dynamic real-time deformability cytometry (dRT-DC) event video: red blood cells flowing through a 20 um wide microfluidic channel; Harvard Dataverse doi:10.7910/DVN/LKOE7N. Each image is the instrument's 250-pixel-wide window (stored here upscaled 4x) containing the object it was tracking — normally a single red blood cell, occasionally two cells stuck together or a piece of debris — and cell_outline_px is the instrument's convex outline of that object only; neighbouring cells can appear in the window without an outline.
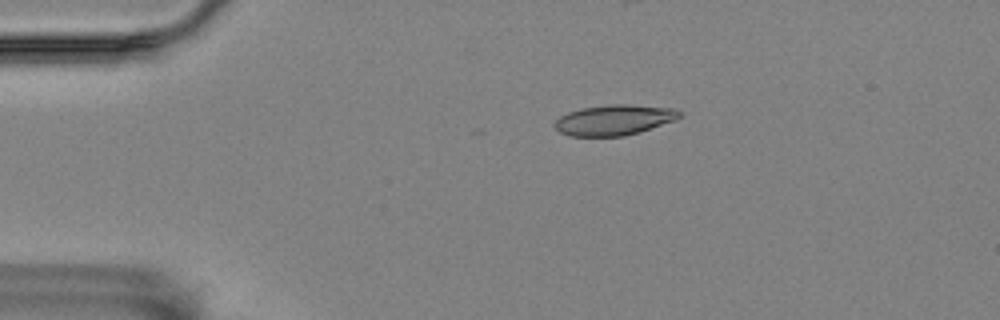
{"species": "Egyptian fruit bat (a non-hibernating species)", "species_latin": "Rousettus aegyptiacus", "temperature_condition": "room temperature", "stored_images_in_passage": 5, "camera_frame_rate_fps": 3000, "um_per_image_px": 0.085, "animal": {"sex": "female"}, "frame": {"image": 1, "passage_image": 3, "time_ms": 0.667, "image_size_px": [1000, 320], "cell_outline_px": [[680, 116], [676, 120], [640, 132], [624, 136], [572, 136], [560, 132], [552, 124], [560, 116], [568, 112], [580, 108], [608, 104], [628, 104], [672, 108], [680, 112]], "centroid_in_image_um": [52.18, 10.19], "position_along_channel_um": 32.8, "area_um2": 22.2}}
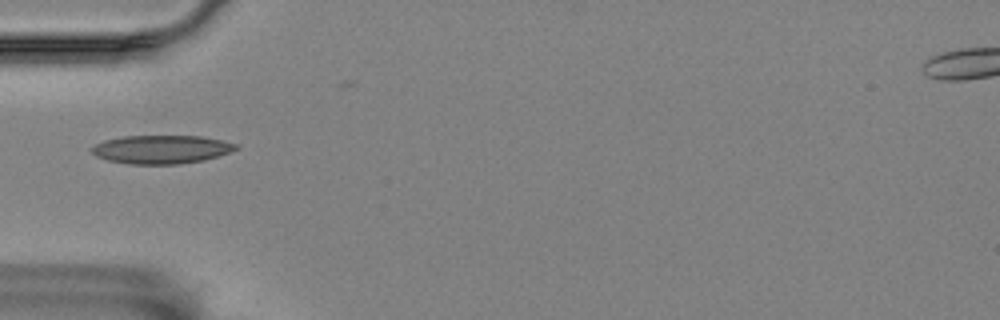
{"frame": {"image": 2, "passage_image": 5, "time_ms": 1.333, "image_size_px": [1000, 320], "cell_outline_px": [[240, 148], [204, 160], [180, 164], [128, 164], [108, 160], [96, 156], [92, 152], [92, 148], [96, 144], [104, 140], [124, 136], [200, 136], [240, 144]], "centroid_in_image_um": [13.73, 12.7], "position_along_channel_um": 71.3, "area_um2": 23.81}}